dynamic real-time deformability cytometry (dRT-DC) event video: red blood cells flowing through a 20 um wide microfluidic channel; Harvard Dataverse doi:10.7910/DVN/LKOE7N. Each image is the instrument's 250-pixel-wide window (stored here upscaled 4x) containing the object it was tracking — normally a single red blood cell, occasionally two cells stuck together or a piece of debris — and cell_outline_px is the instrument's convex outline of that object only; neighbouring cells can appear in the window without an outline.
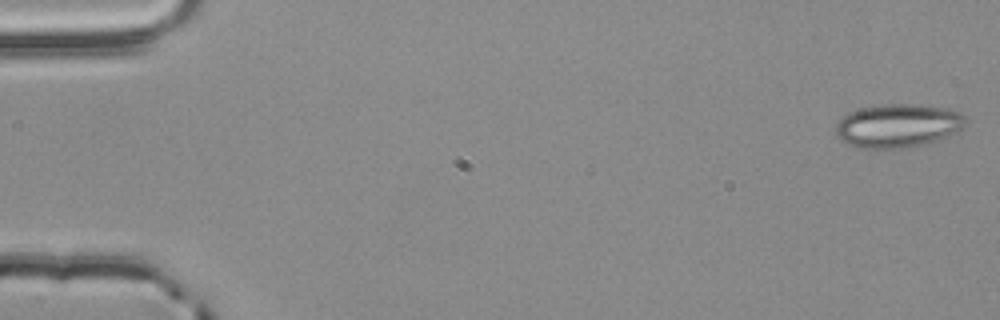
{"species": "common noctule bat (a hibernating species)", "species_latin": "Nyctalus noctula", "temperature_condition": "room temperature", "stored_images_in_passage": 54, "camera_frame_rate_fps": 3000, "um_per_image_px": 0.085, "animal": {"sex": "male", "body_mass_g": 20.4}, "frame": {"image": 1, "passage_image": 1, "time_ms": 0.0, "image_size_px": [1000, 320], "cell_outline_px": [[968, 120], [960, 128], [936, 140], [916, 148], [860, 148], [848, 144], [840, 140], [836, 136], [836, 124], [848, 112], [860, 108], [880, 104], [912, 104], [944, 108], [960, 112]], "centroid_in_image_um": [76.27, 10.69], "position_along_channel_um": 8.7, "area_um2": 32.89}}
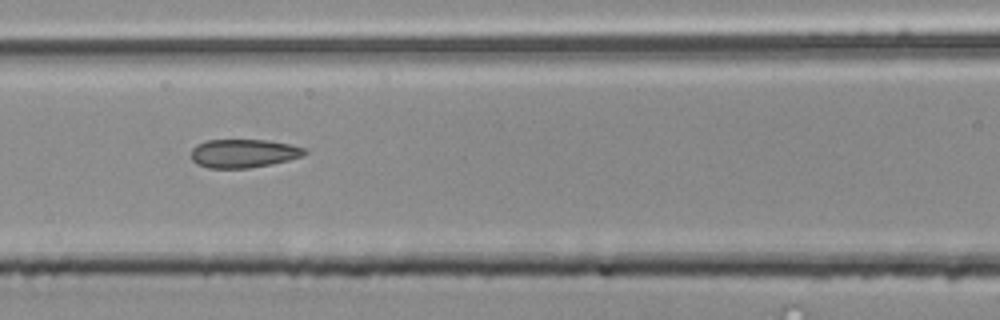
{"frame": {"image": 2, "passage_image": 24, "time_ms": 7.667, "image_size_px": [1000, 320], "cell_outline_px": [[308, 152], [304, 156], [272, 164], [248, 168], [208, 168], [196, 164], [192, 160], [192, 148], [196, 144], [208, 140], [268, 140], [288, 144], [304, 148]], "centroid_in_image_um": [20.69, 13.04], "position_along_channel_um": 145.9, "area_um2": 18.9}}
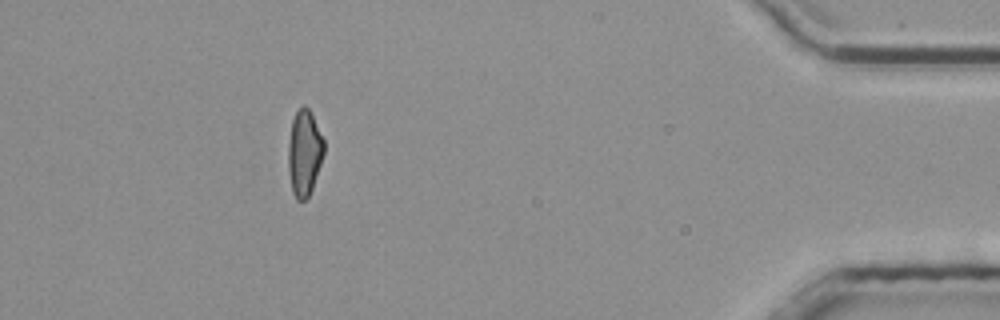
{"frame": {"image": 3, "passage_image": 49, "time_ms": 16.0, "image_size_px": [1000, 320], "cell_outline_px": [[324, 152], [312, 188], [308, 196], [304, 200], [296, 200], [292, 192], [288, 172], [288, 144], [292, 120], [296, 112], [304, 104], [308, 108], [324, 140]], "centroid_in_image_um": [25.84, 13.01], "position_along_channel_um": 409.4, "area_um2": 17.69}, "authors_computed_cell_mechanics": {"area_um2": 18.9295, "velocity_mm_per_s": 3.8644, "shape_relaxation_time_tau1_ms": null, "shape_relaxation_time_tau2_ms": 2.1873, "deformation_change_tau1": null, "deformation_change_tau2": 0.1091}}